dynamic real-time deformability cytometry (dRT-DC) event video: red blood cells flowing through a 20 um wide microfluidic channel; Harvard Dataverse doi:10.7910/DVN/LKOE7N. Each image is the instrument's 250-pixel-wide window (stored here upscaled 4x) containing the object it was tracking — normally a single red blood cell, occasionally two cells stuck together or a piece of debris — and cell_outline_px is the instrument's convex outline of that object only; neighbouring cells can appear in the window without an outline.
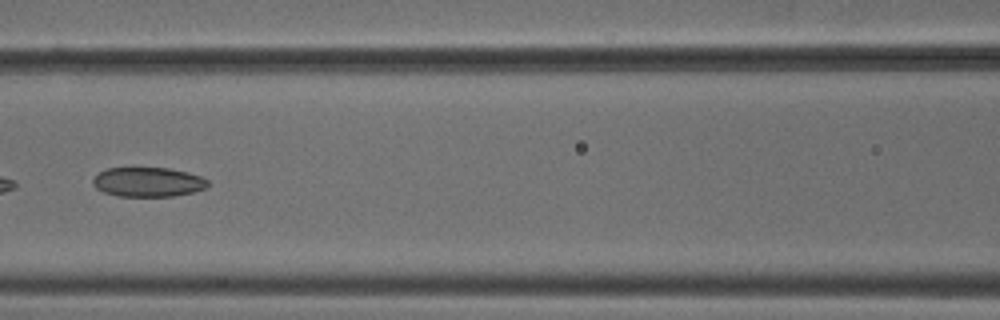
{"species": "common noctule bat (a hibernating species)", "species_latin": "Nyctalus noctula", "temperature_condition": "cold", "stored_images_in_passage": 6, "camera_frame_rate_fps": 3000, "um_per_image_px": 0.085, "animal": {"sex": "male", "body_mass_g": 18.8}, "frame": {"image": 1, "passage_image": 6, "time_ms": 1.667, "image_size_px": [1000, 320], "cell_outline_px": [[208, 184], [204, 188], [192, 192], [172, 196], [116, 196], [104, 192], [96, 188], [92, 184], [92, 180], [100, 172], [108, 168], [168, 168], [188, 172], [200, 176], [208, 180]], "centroid_in_image_um": [12.56, 15.47], "position_along_channel_um": 154.0, "area_um2": 19.59}}